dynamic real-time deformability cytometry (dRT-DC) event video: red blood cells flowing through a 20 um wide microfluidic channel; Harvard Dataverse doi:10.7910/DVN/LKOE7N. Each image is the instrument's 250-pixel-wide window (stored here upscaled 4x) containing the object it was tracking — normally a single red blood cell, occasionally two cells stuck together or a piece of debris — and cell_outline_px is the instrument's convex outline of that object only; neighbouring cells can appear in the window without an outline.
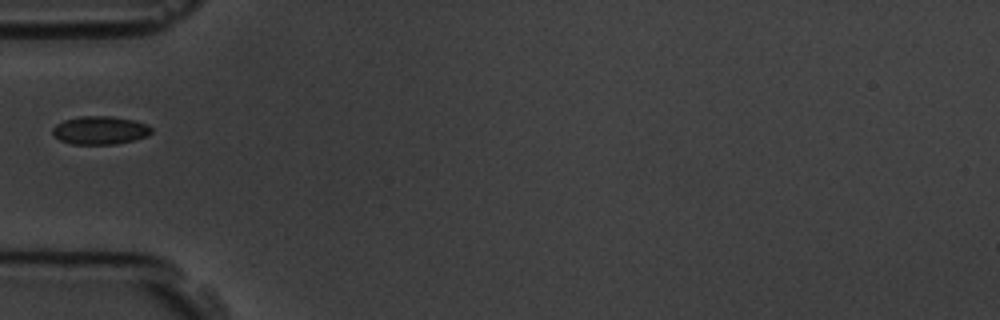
{"species": "common noctule bat (a hibernating species)", "species_latin": "Nyctalus noctula", "temperature_condition": "room temperature", "stored_images_in_passage": 1, "camera_frame_rate_fps": 3000, "um_per_image_px": 0.085, "animal": {"sex": "male", "body_mass_g": 19.5, "forearm_length_mm": 54.6}, "frame": {"image": 1, "passage_image": 1, "time_ms": 0.0, "image_size_px": [1000, 320], "cell_outline_px": [[152, 132], [148, 136], [116, 144], [72, 144], [60, 140], [52, 132], [52, 128], [56, 124], [64, 120], [80, 116], [112, 116], [132, 120], [148, 124], [152, 128]], "centroid_in_image_um": [8.51, 11.07], "position_along_channel_um": 76.5, "area_um2": 16.24}}